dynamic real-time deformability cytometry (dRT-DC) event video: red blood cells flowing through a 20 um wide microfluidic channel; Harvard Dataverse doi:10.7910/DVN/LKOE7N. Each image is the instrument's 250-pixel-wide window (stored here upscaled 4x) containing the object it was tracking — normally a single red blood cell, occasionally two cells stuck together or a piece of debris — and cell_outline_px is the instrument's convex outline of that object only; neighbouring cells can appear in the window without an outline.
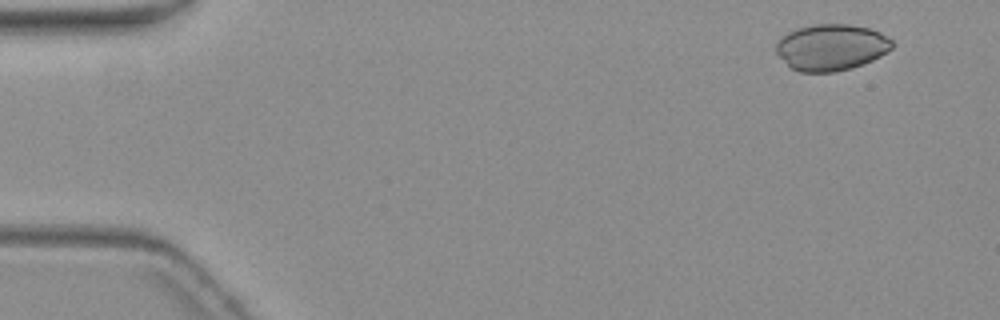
{"species": "common noctule bat (a hibernating species)", "species_latin": "Nyctalus noctula", "temperature_condition": "warm", "stored_images_in_passage": 4, "camera_frame_rate_fps": 3000, "um_per_image_px": 0.085, "animal": {"sex": "female", "body_mass_g": 19.3, "forearm_length_mm": 54.1}, "frame": {"image": 1, "passage_image": 1, "time_ms": 0.0, "image_size_px": [1000, 320], "cell_outline_px": [[892, 48], [888, 52], [864, 64], [852, 68], [832, 72], [800, 72], [792, 68], [776, 52], [776, 44], [788, 32], [796, 28], [812, 24], [848, 24], [868, 28], [880, 32], [892, 40]], "centroid_in_image_um": [70.68, 4.02], "position_along_channel_um": 14.3, "area_um2": 31.21}}